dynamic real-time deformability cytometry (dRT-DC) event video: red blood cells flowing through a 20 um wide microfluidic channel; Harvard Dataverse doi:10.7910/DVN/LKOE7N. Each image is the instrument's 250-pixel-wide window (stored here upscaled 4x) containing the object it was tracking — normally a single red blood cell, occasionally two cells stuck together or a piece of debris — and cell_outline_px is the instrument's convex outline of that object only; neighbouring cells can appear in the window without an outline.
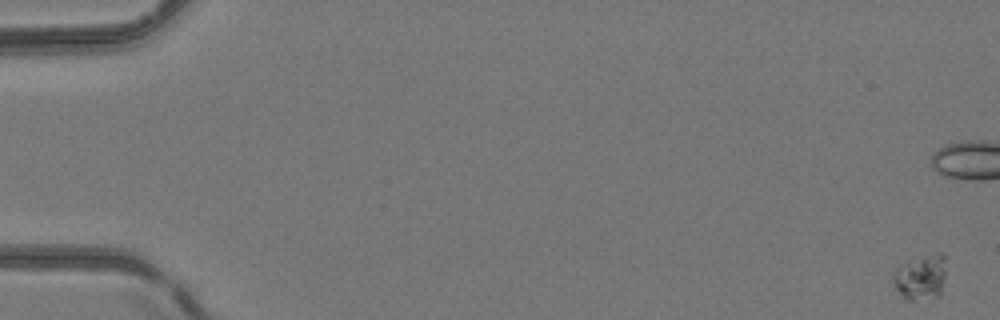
{"species": "common noctule bat (a hibernating species)", "species_latin": "Nyctalus noctula", "temperature_condition": "room temperature", "stored_images_in_passage": 10, "camera_frame_rate_fps": 3000, "um_per_image_px": 0.085, "animal": {"sex": "female", "body_mass_g": 24.6, "forearm_length_mm": 56.2}, "frame": {"image": 1, "passage_image": 1, "time_ms": 0.0, "image_size_px": [1000, 320], "cell_outline_px": [[944, 276], [940, 296], [912, 300], [904, 300], [896, 288], [896, 268], [904, 264], [924, 256], [940, 252], [944, 252]], "centroid_in_image_um": [78.31, 23.58], "position_along_channel_um": 6.7, "area_um2": 13.29}}
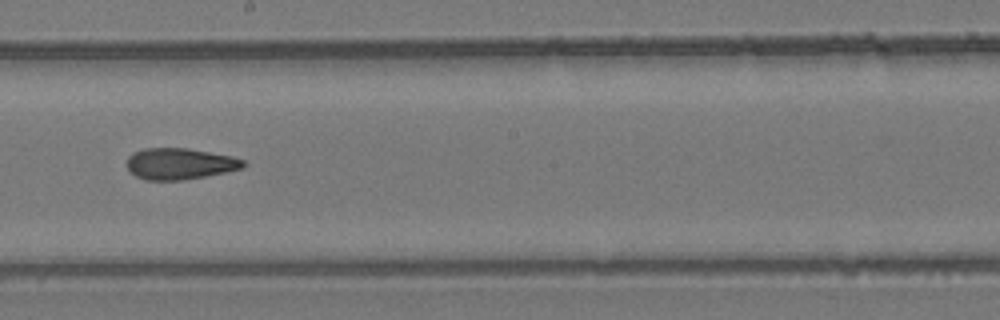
{"frame": {"image": 2, "passage_image": 9, "time_ms": 10.333, "image_size_px": [1000, 320], "cell_outline_px": [[248, 164], [244, 168], [184, 180], [144, 180], [136, 176], [128, 168], [128, 156], [132, 152], [144, 148], [188, 148], [232, 156], [244, 160]], "centroid_in_image_um": [15.3, 13.91], "position_along_channel_um": 232.9, "area_um2": 21.27}}
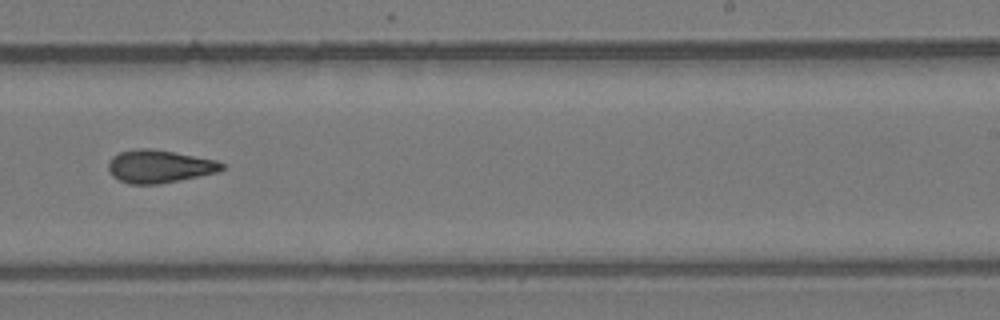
{"frame": {"image": 3, "passage_image": 10, "time_ms": 11.333, "image_size_px": [1000, 320], "cell_outline_px": [[224, 168], [216, 172], [160, 184], [128, 184], [112, 176], [108, 172], [108, 164], [112, 156], [120, 152], [136, 148], [152, 148], [216, 160], [224, 164]], "centroid_in_image_um": [13.49, 14.14], "position_along_channel_um": 275.5, "area_um2": 21.68}}